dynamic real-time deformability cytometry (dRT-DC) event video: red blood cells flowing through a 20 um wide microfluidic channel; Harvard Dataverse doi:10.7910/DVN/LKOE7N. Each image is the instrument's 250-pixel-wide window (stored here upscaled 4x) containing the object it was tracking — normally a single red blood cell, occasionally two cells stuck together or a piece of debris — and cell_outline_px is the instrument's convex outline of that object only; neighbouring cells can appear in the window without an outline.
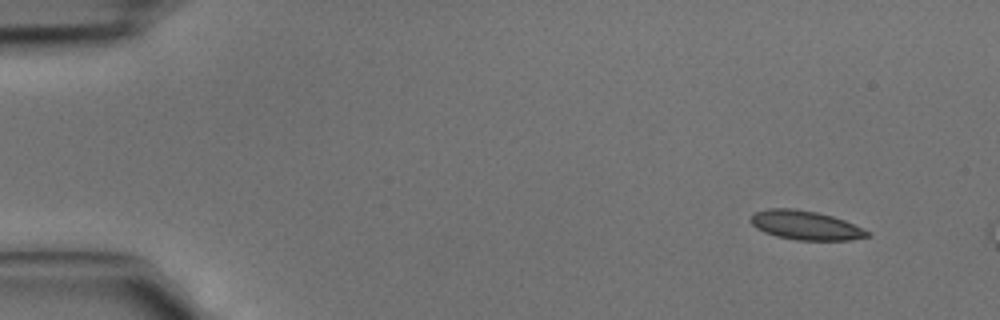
{"species": "common noctule bat (a hibernating species)", "species_latin": "Nyctalus noctula", "temperature_condition": "cold", "stored_images_in_passage": 2, "camera_frame_rate_fps": 3000, "um_per_image_px": 0.085, "animal": {"sex": "male", "body_mass_g": 15.6}, "frame": {"image": 1, "passage_image": 1, "time_ms": 0.0, "image_size_px": [1000, 320], "cell_outline_px": [[872, 236], [848, 240], [796, 240], [776, 236], [764, 232], [756, 228], [752, 224], [752, 216], [756, 212], [768, 208], [792, 208], [816, 212], [832, 216], [844, 220], [872, 232]], "centroid_in_image_um": [68.51, 19.15], "position_along_channel_um": 16.5, "area_um2": 19.71}}